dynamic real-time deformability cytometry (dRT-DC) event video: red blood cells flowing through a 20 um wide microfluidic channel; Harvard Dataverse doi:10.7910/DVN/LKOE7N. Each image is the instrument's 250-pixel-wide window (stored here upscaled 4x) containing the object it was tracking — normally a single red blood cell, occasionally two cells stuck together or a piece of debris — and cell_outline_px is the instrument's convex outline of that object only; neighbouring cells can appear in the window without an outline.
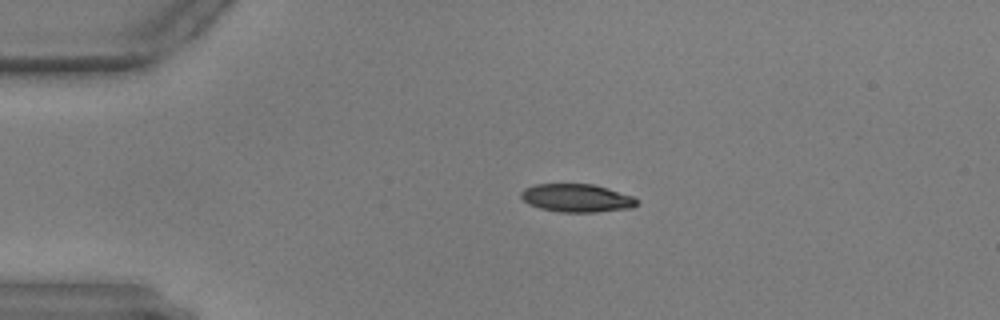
{"species": "common noctule bat (a hibernating species)", "species_latin": "Nyctalus noctula", "temperature_condition": "warm", "stored_images_in_passage": 46, "camera_frame_rate_fps": 3000, "um_per_image_px": 0.085, "animal": {"sex": "male", "body_mass_g": 17.9, "forearm_length_mm": 54.2}, "frame": {"image": 1, "passage_image": 1, "time_ms": 0.0, "image_size_px": [1000, 320], "cell_outline_px": [[640, 204], [632, 208], [596, 212], [560, 212], [540, 208], [528, 204], [520, 196], [520, 192], [524, 188], [536, 184], [592, 184], [608, 188], [632, 196], [640, 200]], "centroid_in_image_um": [49.05, 16.83], "position_along_channel_um": 36.0, "area_um2": 19.13}}
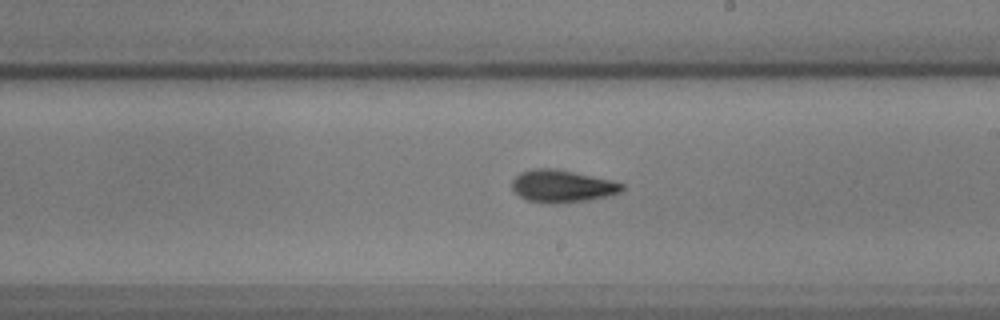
{"frame": {"image": 2, "passage_image": 22, "time_ms": 7.0, "image_size_px": [1000, 320], "cell_outline_px": [[624, 192], [608, 196], [588, 200], [556, 204], [552, 204], [528, 200], [520, 196], [512, 188], [512, 180], [520, 172], [532, 168], [556, 168], [612, 180], [624, 184]], "centroid_in_image_um": [47.81, 15.82], "position_along_channel_um": 241.2, "area_um2": 20.98}}
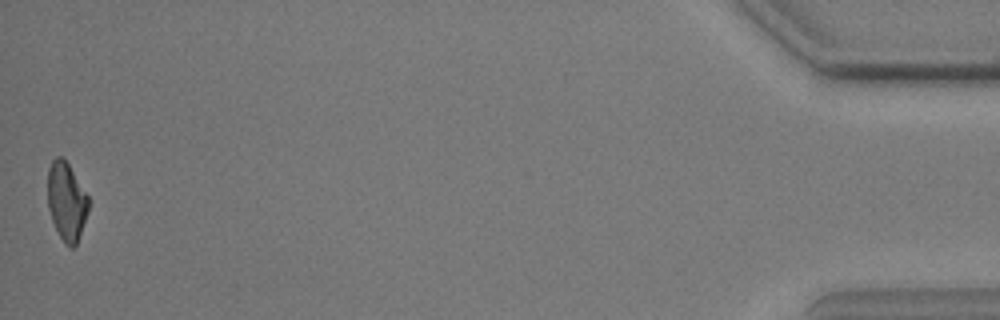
{"frame": {"image": 3, "passage_image": 46, "time_ms": 15.0, "image_size_px": [1000, 320], "cell_outline_px": [[88, 212], [76, 244], [72, 248], [64, 244], [52, 220], [48, 208], [48, 168], [52, 160], [56, 156], [60, 156], [68, 164], [88, 196]], "centroid_in_image_um": [5.64, 17.12], "position_along_channel_um": 429.6, "area_um2": 18.32}}